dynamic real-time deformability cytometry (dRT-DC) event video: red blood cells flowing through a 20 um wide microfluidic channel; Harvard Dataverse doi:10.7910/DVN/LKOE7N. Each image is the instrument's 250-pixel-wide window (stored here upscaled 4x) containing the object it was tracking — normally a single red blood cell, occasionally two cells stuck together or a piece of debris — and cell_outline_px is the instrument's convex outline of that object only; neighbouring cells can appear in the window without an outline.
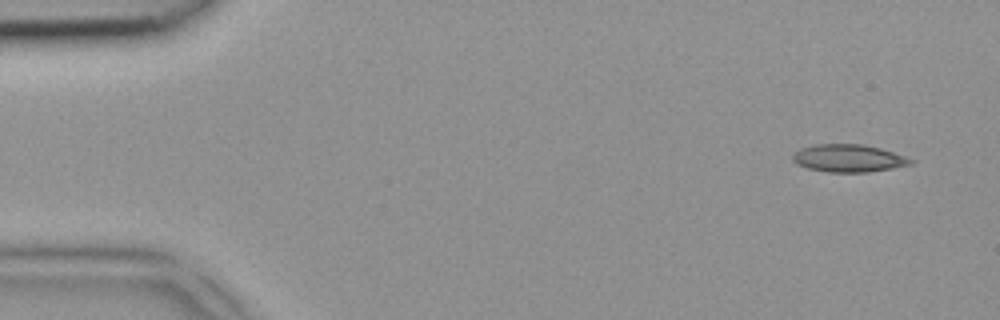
{"species": "common noctule bat (a hibernating species)", "species_latin": "Nyctalus noctula", "temperature_condition": "room temperature", "stored_images_in_passage": 3, "camera_frame_rate_fps": 3000, "um_per_image_px": 0.085, "animal": {"sex": "female", "body_mass_g": 18.4}, "frame": {"image": 1, "passage_image": 1, "time_ms": 0.0, "image_size_px": [1000, 320], "cell_outline_px": [[916, 160], [912, 164], [892, 168], [868, 172], [828, 172], [808, 168], [796, 164], [792, 160], [792, 156], [800, 148], [816, 144], [864, 144], [880, 148]], "centroid_in_image_um": [72.12, 13.45], "position_along_channel_um": 12.9, "area_um2": 18.96}}